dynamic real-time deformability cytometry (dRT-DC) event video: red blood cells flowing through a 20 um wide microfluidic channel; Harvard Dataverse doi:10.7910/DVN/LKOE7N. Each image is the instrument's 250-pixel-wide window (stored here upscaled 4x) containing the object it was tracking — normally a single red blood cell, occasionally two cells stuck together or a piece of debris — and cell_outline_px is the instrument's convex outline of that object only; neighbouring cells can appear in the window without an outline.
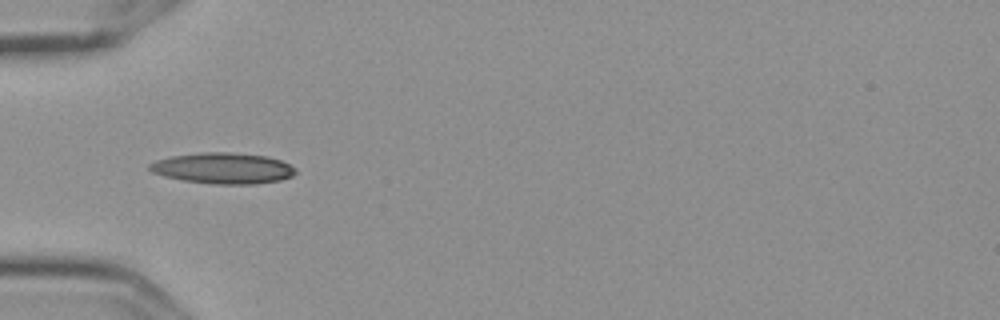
{"species": "Egyptian fruit bat (a non-hibernating species)", "species_latin": "Rousettus aegyptiacus", "temperature_condition": "cold", "stored_images_in_passage": 15, "camera_frame_rate_fps": 3000, "um_per_image_px": 0.085, "frame": {"image": 1, "passage_image": 5, "time_ms": 1.333, "image_size_px": [1000, 320], "cell_outline_px": [[296, 172], [292, 176], [280, 180], [256, 184], [212, 184], [184, 180], [164, 176], [152, 172], [148, 168], [148, 164], [156, 160], [172, 156], [200, 152], [228, 152], [268, 156], [280, 160], [296, 168]], "centroid_in_image_um": [18.95, 14.3], "position_along_channel_um": 66.0, "area_um2": 26.36}}
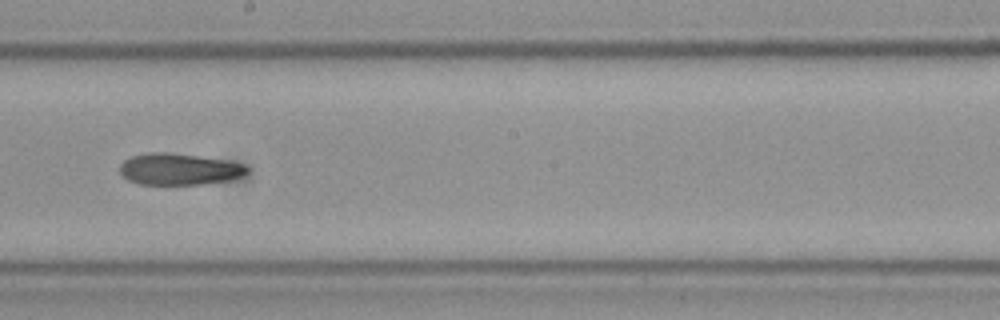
{"frame": {"image": 2, "passage_image": 9, "time_ms": 2.667, "image_size_px": [1000, 320], "cell_outline_px": [[248, 172], [244, 176], [232, 180], [200, 184], [140, 184], [128, 180], [120, 172], [120, 164], [124, 160], [132, 156], [148, 152], [164, 152], [196, 156], [244, 164], [248, 168]], "centroid_in_image_um": [15.22, 14.39], "position_along_channel_um": 233.0, "area_um2": 23.18}}
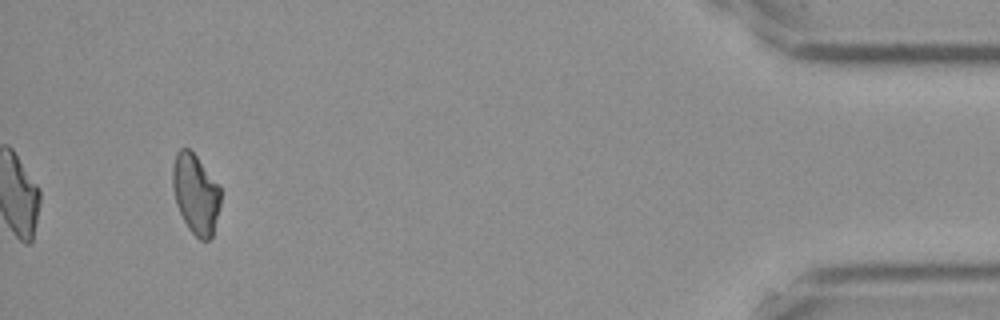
{"frame": {"image": 3, "passage_image": 14, "time_ms": 4.333, "image_size_px": [1000, 320], "cell_outline_px": [[220, 204], [212, 236], [208, 240], [200, 240], [188, 228], [176, 204], [172, 188], [172, 168], [176, 152], [180, 148], [188, 148], [196, 156], [220, 188]], "centroid_in_image_um": [16.6, 16.48], "position_along_channel_um": 418.6, "area_um2": 22.02}}